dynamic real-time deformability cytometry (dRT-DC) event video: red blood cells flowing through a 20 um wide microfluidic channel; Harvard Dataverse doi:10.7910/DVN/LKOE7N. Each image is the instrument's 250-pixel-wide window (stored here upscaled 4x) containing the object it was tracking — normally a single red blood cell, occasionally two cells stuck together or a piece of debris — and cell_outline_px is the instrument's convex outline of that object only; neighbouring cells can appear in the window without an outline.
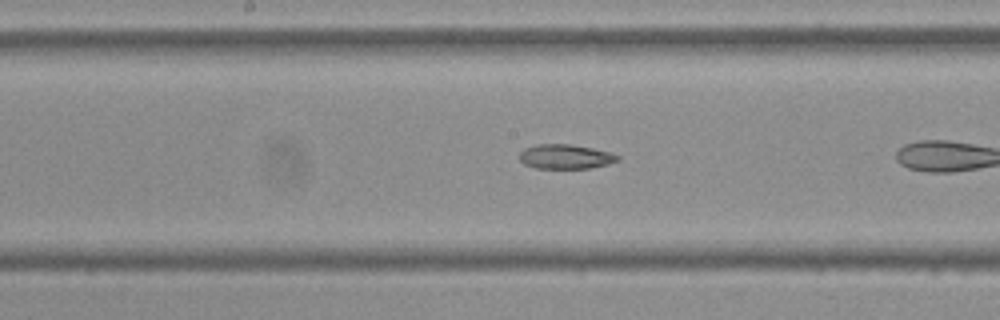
{"species": "Egyptian fruit bat (a non-hibernating species)", "species_latin": "Rousettus aegyptiacus", "temperature_condition": "cold", "stored_images_in_passage": 29, "camera_frame_rate_fps": 3000, "um_per_image_px": 0.085, "frame": {"image": 1, "passage_image": 13, "time_ms": 4.0, "image_size_px": [1000, 320], "cell_outline_px": [[620, 160], [608, 164], [592, 168], [536, 168], [524, 164], [520, 160], [520, 152], [524, 148], [536, 144], [572, 144], [592, 148], [608, 152], [620, 156]], "centroid_in_image_um": [48.06, 13.31], "position_along_channel_um": 200.1, "area_um2": 14.05}}